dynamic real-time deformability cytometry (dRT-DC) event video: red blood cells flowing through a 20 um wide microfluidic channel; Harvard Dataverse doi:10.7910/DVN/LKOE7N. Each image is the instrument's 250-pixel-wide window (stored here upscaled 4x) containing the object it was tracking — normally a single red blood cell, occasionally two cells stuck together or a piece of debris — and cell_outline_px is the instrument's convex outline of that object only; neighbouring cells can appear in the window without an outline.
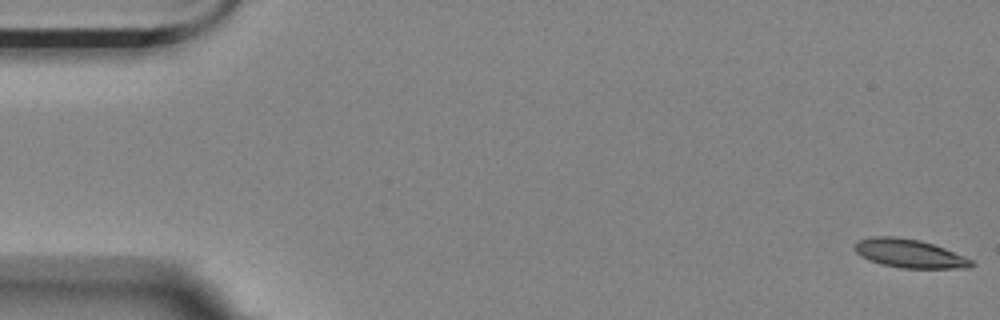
{"species": "Egyptian fruit bat (a non-hibernating species)", "species_latin": "Rousettus aegyptiacus", "temperature_condition": "room temperature", "stored_images_in_passage": 57, "camera_frame_rate_fps": 3000, "um_per_image_px": 0.085, "animal": {"sex": "female"}, "frame": {"image": 1, "passage_image": 1, "time_ms": 0.0, "image_size_px": [1000, 320], "cell_outline_px": [[976, 264], [972, 268], [904, 268], [880, 264], [860, 256], [852, 248], [856, 240], [872, 236], [896, 236], [920, 240], [944, 248], [964, 256], [972, 260]], "centroid_in_image_um": [77.27, 21.54], "position_along_channel_um": 7.7, "area_um2": 19.65}}
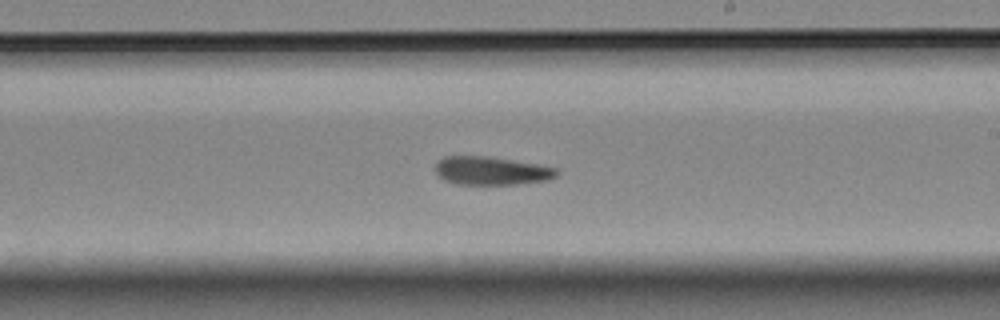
{"frame": {"image": 2, "passage_image": 33, "time_ms": 10.667, "image_size_px": [1000, 320], "cell_outline_px": [[560, 172], [556, 176], [548, 180], [516, 184], [456, 184], [444, 180], [436, 172], [436, 164], [444, 156], [492, 156], [536, 164], [556, 168]], "centroid_in_image_um": [41.78, 14.51], "position_along_channel_um": 247.2, "area_um2": 20.0}}
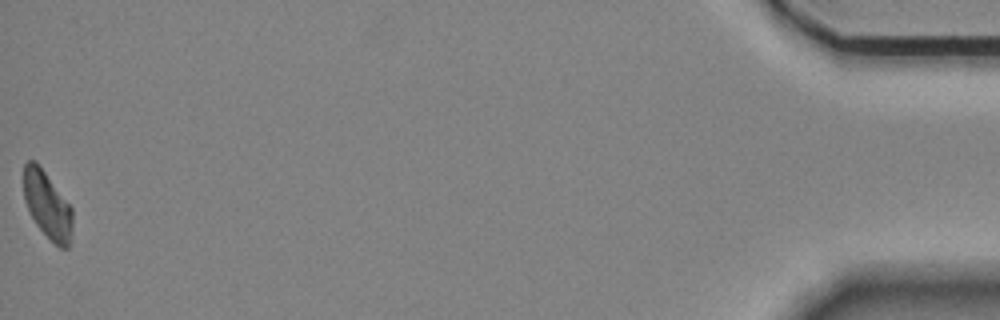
{"frame": {"image": 3, "passage_image": 57, "time_ms": 18.667, "image_size_px": [1000, 320], "cell_outline_px": [[72, 244], [68, 248], [60, 248], [36, 224], [24, 200], [24, 164], [28, 160], [36, 160], [72, 208]], "centroid_in_image_um": [4.04, 17.43], "position_along_channel_um": 431.2, "area_um2": 18.96}}